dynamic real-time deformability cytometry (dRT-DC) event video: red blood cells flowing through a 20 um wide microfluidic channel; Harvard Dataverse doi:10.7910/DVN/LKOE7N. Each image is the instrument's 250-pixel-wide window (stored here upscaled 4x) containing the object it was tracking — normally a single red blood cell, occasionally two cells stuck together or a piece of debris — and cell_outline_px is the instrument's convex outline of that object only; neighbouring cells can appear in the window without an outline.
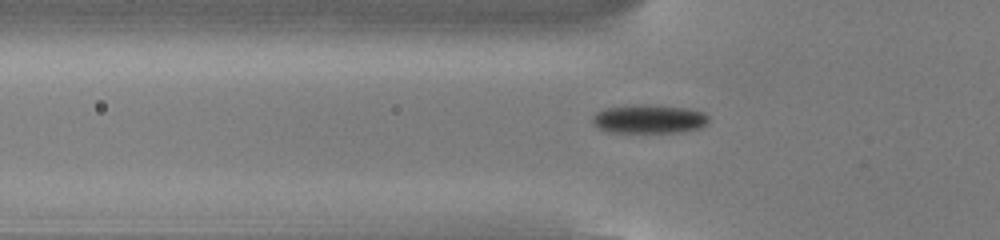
{"species": "common noctule bat (a hibernating species)", "species_latin": "Nyctalus noctula", "temperature_condition": "cold", "stored_images_in_passage": 55, "camera_frame_rate_fps": 3000, "um_per_image_px": 0.085, "animal": {"sex": "male", "body_mass_g": 13.0, "forearm_length_mm": 53.1}, "frame": {"image": 1, "passage_image": 19, "time_ms": 6.0, "image_size_px": [1000, 240], "cell_outline_px": [[708, 120], [700, 128], [680, 132], [608, 132], [592, 124], [592, 116], [596, 112], [604, 108], [636, 104], [644, 104], [688, 108], [704, 112], [708, 116]], "centroid_in_image_um": [55.13, 10.1], "position_along_channel_um": 70.7, "area_um2": 19.54}}
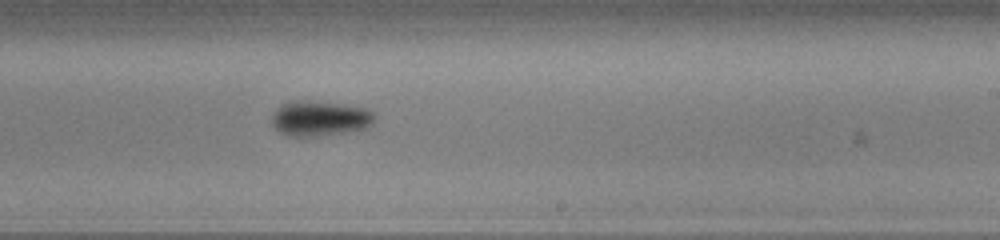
{"frame": {"image": 2, "passage_image": 34, "time_ms": 11.0, "image_size_px": [1000, 240], "cell_outline_px": [[376, 116], [372, 124], [368, 128], [344, 132], [316, 136], [288, 136], [280, 132], [272, 124], [272, 116], [276, 108], [280, 104], [288, 100], [308, 100], [344, 104], [368, 108]], "centroid_in_image_um": [27.18, 10.04], "position_along_channel_um": 261.8, "area_um2": 21.39}}
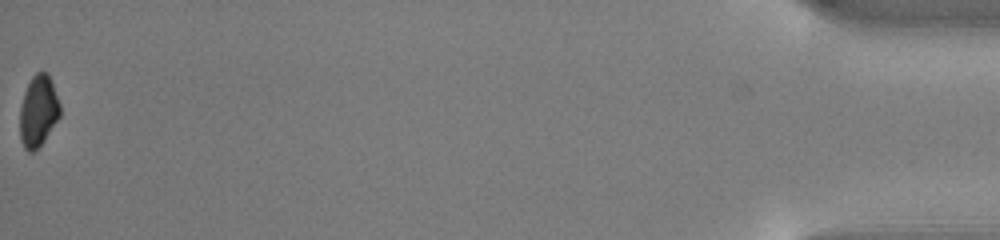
{"frame": {"image": 3, "passage_image": 55, "time_ms": 18.0, "image_size_px": [1000, 240], "cell_outline_px": [[60, 116], [44, 140], [32, 152], [28, 152], [24, 148], [20, 136], [20, 108], [24, 92], [32, 76], [36, 72], [48, 72], [60, 104]], "centroid_in_image_um": [3.25, 9.42], "position_along_channel_um": 431.9, "area_um2": 16.53}, "authors_computed_cell_mechanics": {"area_um2": 18.3226, "velocity_mm_per_s": 3.8344, "shape_relaxation_time_tau1_ms": 3.1905, "shape_relaxation_time_tau2_ms": null, "deformation_change_tau1": 0.1133, "deformation_change_tau2": null}}